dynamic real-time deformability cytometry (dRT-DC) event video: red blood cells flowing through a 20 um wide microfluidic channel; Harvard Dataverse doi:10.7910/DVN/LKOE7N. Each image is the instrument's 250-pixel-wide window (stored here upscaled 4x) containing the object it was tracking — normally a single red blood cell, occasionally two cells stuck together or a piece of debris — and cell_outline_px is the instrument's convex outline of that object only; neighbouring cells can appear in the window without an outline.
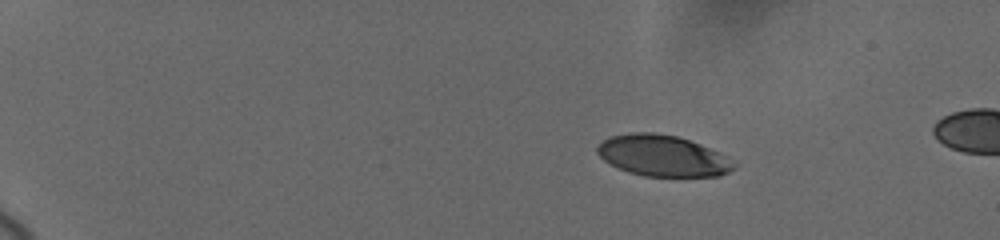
{"species": "human", "species_latin": "Homo sapiens", "temperature_condition": "cold", "stored_images_in_passage": 7, "camera_frame_rate_fps": 3000, "um_per_image_px": 0.085, "donor": {"sex": "female"}, "frame": {"image": 1, "passage_image": 1, "time_ms": 0.0, "image_size_px": [1000, 240], "cell_outline_px": [[736, 164], [728, 172], [720, 176], [644, 176], [628, 172], [604, 160], [596, 152], [596, 148], [608, 136], [628, 132], [652, 132], [676, 136], [700, 144], [720, 152], [728, 156]], "centroid_in_image_um": [56.32, 13.23], "position_along_channel_um": 28.7, "area_um2": 32.71}}